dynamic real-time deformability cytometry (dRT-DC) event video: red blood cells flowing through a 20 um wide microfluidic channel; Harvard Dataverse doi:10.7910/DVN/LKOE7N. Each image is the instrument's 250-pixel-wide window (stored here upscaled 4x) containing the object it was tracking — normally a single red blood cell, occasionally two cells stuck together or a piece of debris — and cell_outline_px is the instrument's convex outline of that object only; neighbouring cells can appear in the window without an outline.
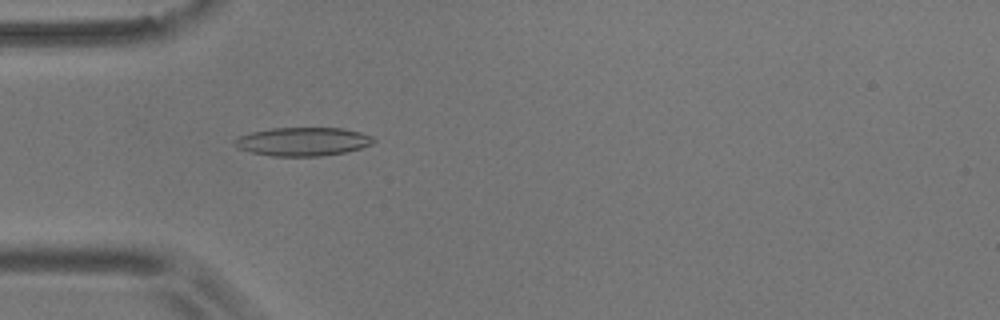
{"species": "common noctule bat (a hibernating species)", "species_latin": "Nyctalus noctula", "temperature_condition": "room temperature", "stored_images_in_passage": 54, "camera_frame_rate_fps": 3000, "um_per_image_px": 0.085, "animal": {"sex": "male", "body_mass_g": 17.9}, "frame": {"image": 1, "passage_image": 16, "time_ms": 5.0, "image_size_px": [1000, 320], "cell_outline_px": [[376, 140], [372, 144], [360, 148], [344, 152], [320, 156], [272, 156], [252, 152], [240, 148], [232, 144], [232, 140], [236, 136], [252, 132], [272, 128], [344, 128], [360, 132], [372, 136]], "centroid_in_image_um": [25.72, 12.03], "position_along_channel_um": 59.3, "area_um2": 23.12}}
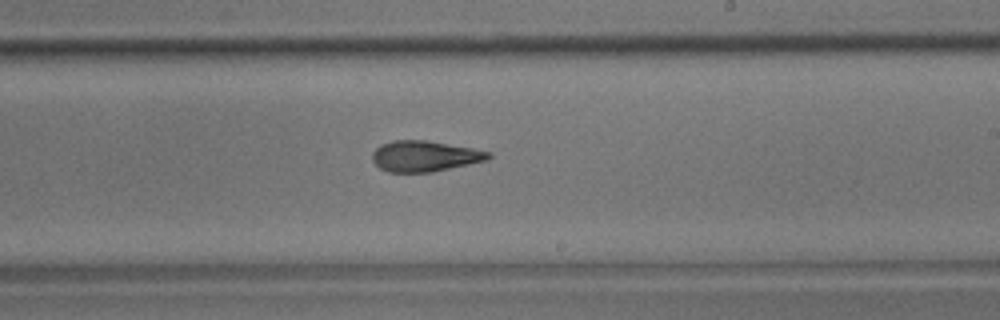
{"frame": {"image": 2, "passage_image": 32, "time_ms": 10.333, "image_size_px": [1000, 320], "cell_outline_px": [[492, 156], [488, 160], [432, 172], [388, 172], [380, 168], [372, 160], [372, 152], [380, 144], [392, 140], [424, 140], [472, 148], [492, 152]], "centroid_in_image_um": [36.09, 13.27], "position_along_channel_um": 252.9, "area_um2": 20.87}}
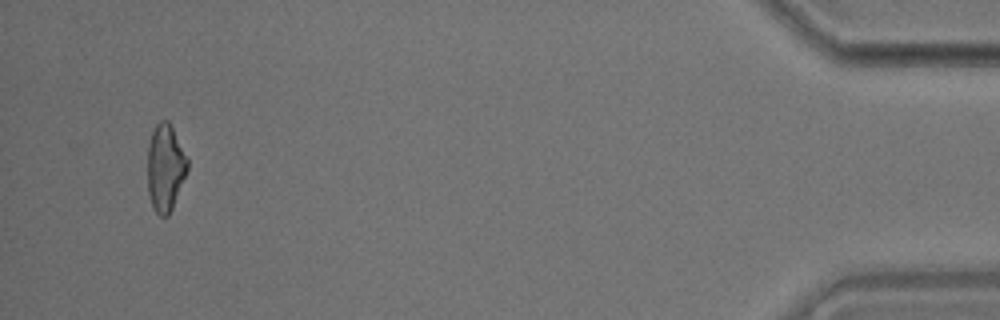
{"frame": {"image": 3, "passage_image": 52, "time_ms": 17.0, "image_size_px": [1000, 320], "cell_outline_px": [[188, 168], [172, 208], [168, 216], [160, 216], [152, 208], [148, 192], [148, 144], [152, 132], [156, 124], [160, 120], [168, 120], [188, 160]], "centroid_in_image_um": [14.03, 14.27], "position_along_channel_um": 421.2, "area_um2": 20.0}, "authors_computed_cell_mechanics": {"area_um2": 21.1259, "velocity_mm_per_s": 3.6796, "shape_relaxation_time_tau1_ms": 7.9063, "shape_relaxation_time_tau2_ms": 1.584, "deformation_change_tau1": 0.1871, "deformation_change_tau2": 0.094}}